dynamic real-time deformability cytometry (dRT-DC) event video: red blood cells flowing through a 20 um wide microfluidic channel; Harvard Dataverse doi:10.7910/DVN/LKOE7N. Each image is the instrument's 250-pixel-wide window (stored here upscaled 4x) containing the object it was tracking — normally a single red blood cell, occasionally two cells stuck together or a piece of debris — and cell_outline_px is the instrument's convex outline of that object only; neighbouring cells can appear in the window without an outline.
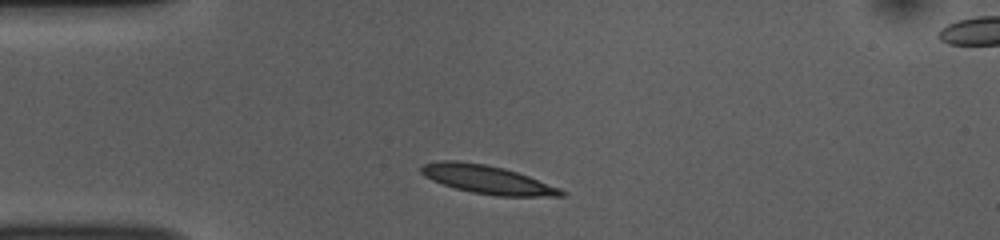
{"species": "common noctule bat (a hibernating species)", "species_latin": "Nyctalus noctula", "temperature_condition": "room temperature", "stored_images_in_passage": 37, "camera_frame_rate_fps": 3000, "um_per_image_px": 0.085, "animal": {"sex": "female", "body_mass_g": 10.0, "forearm_length_mm": 53.1}, "frame": {"image": 1, "passage_image": 1, "time_ms": 0.0, "image_size_px": [1000, 240], "cell_outline_px": [[568, 196], [496, 196], [472, 192], [456, 188], [432, 180], [424, 176], [420, 172], [420, 164], [440, 160], [456, 160], [484, 164], [504, 168], [528, 176], [560, 188], [568, 192]], "centroid_in_image_um": [41.41, 15.25], "position_along_channel_um": 43.6, "area_um2": 23.24}}
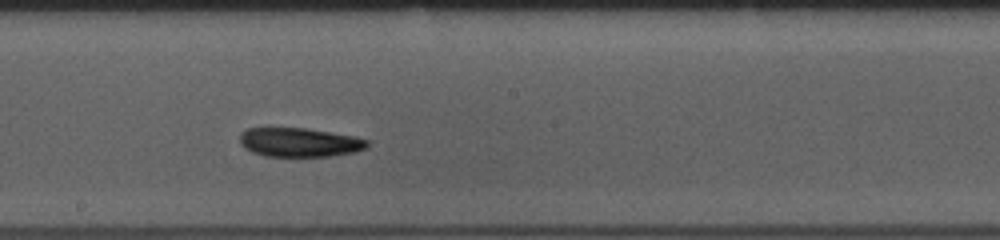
{"frame": {"image": 2, "passage_image": 17, "time_ms": 5.333, "image_size_px": [1000, 240], "cell_outline_px": [[368, 144], [364, 148], [356, 152], [328, 156], [264, 156], [252, 152], [244, 148], [240, 144], [240, 132], [248, 128], [304, 128], [352, 136], [368, 140]], "centroid_in_image_um": [25.4, 12.1], "position_along_channel_um": 222.8, "area_um2": 21.39}}
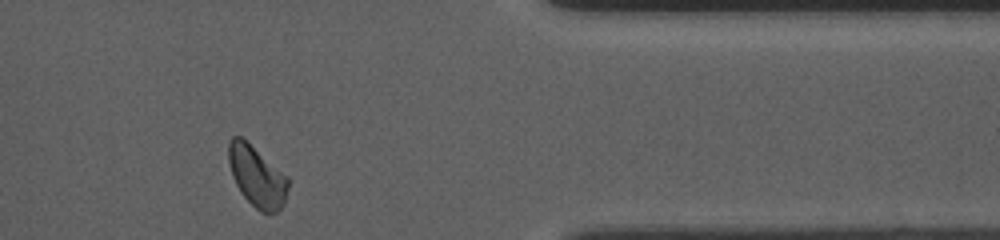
{"frame": {"image": 3, "passage_image": 32, "time_ms": 10.333, "image_size_px": [1000, 240], "cell_outline_px": [[288, 188], [284, 204], [276, 212], [260, 212], [240, 192], [232, 176], [228, 160], [228, 144], [232, 136], [240, 136], [288, 176]], "centroid_in_image_um": [21.83, 14.99], "position_along_channel_um": 389.6, "area_um2": 20.87}, "authors_computed_cell_mechanics": {"area_um2": 21.386, "velocity_mm_per_s": 3.7451, "shape_relaxation_time_tau1_ms": 4.3491, "shape_relaxation_time_tau2_ms": null, "deformation_change_tau1": 0.1374, "deformation_change_tau2": null}}